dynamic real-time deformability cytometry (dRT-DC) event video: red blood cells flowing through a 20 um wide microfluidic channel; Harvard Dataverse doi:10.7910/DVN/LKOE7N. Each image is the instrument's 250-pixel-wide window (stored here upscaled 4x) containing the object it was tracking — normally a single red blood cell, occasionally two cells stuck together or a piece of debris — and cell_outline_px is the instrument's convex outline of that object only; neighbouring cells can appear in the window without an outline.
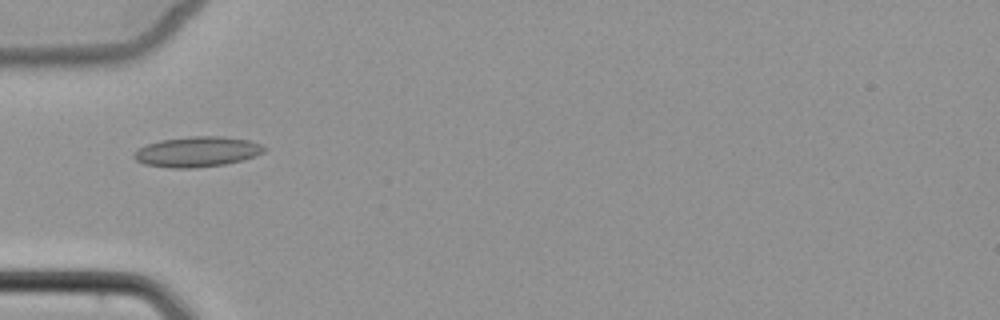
{"species": "common noctule bat (a hibernating species)", "species_latin": "Nyctalus noctula", "temperature_condition": "cold", "stored_images_in_passage": 2, "camera_frame_rate_fps": 3000, "um_per_image_px": 0.085, "animal": {"sex": "female", "body_mass_g": 22.7, "forearm_length_mm": 54.2}, "frame": {"image": 1, "passage_image": 1, "time_ms": 0.0, "image_size_px": [1000, 320], "cell_outline_px": [[268, 148], [264, 152], [256, 156], [224, 164], [192, 168], [172, 168], [144, 164], [136, 160], [132, 156], [132, 152], [148, 144], [160, 140], [192, 136], [224, 136], [248, 140], [260, 144]], "centroid_in_image_um": [16.75, 12.89], "position_along_channel_um": 68.2, "area_um2": 22.95}}
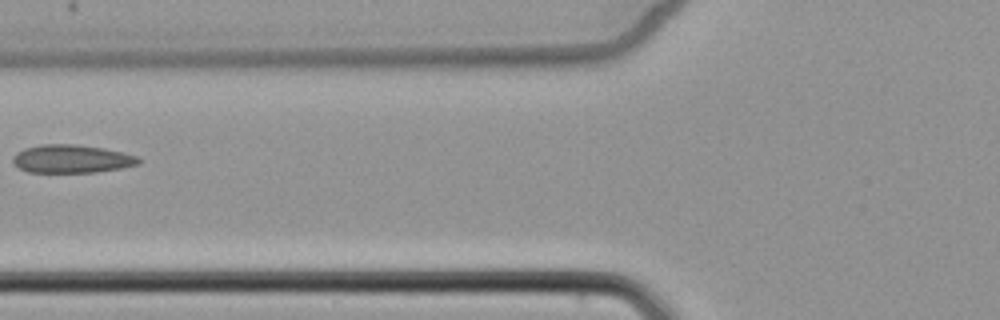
{"frame": {"image": 2, "passage_image": 2, "time_ms": 1.333, "image_size_px": [1000, 320], "cell_outline_px": [[144, 160], [140, 164], [120, 168], [96, 172], [28, 172], [20, 168], [12, 160], [12, 156], [16, 152], [24, 148], [40, 144], [76, 144], [104, 148], [136, 156]], "centroid_in_image_um": [6.09, 13.49], "position_along_channel_um": 119.7, "area_um2": 20.69}}